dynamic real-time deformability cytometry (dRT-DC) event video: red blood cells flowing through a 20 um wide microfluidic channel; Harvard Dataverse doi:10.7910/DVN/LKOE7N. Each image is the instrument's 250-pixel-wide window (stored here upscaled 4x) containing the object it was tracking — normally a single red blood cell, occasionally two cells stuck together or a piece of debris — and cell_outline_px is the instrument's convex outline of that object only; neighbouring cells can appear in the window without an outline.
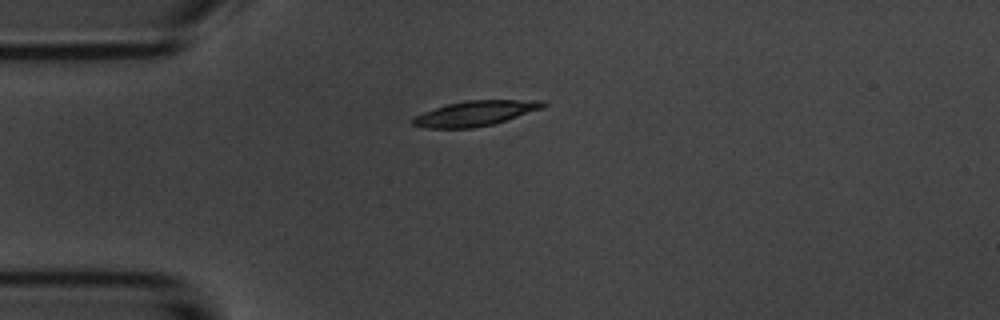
{"species": "common noctule bat (a hibernating species)", "species_latin": "Nyctalus noctula", "temperature_condition": "room temperature", "stored_images_in_passage": 42, "camera_frame_rate_fps": 3000, "um_per_image_px": 0.085, "animal": {"sex": "male", "body_mass_g": 20.1, "forearm_length_mm": 53.5}, "frame": {"image": 1, "passage_image": 1, "time_ms": 0.0, "image_size_px": [1000, 320], "cell_outline_px": [[548, 104], [540, 108], [492, 124], [472, 128], [424, 128], [412, 124], [412, 120], [416, 116], [424, 112], [448, 104], [468, 100], [548, 100]], "centroid_in_image_um": [40.39, 9.63], "position_along_channel_um": 44.6, "area_um2": 18.61}}
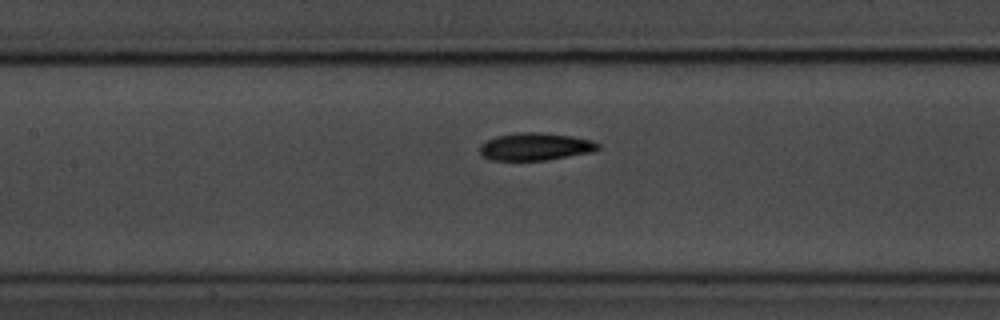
{"frame": {"image": 2, "passage_image": 12, "time_ms": 3.667, "image_size_px": [1000, 320], "cell_outline_px": [[600, 148], [592, 152], [548, 160], [492, 160], [480, 156], [480, 144], [496, 136], [516, 132], [540, 132], [572, 136], [592, 140], [600, 144]], "centroid_in_image_um": [45.5, 12.46], "position_along_channel_um": 161.9, "area_um2": 19.13}}
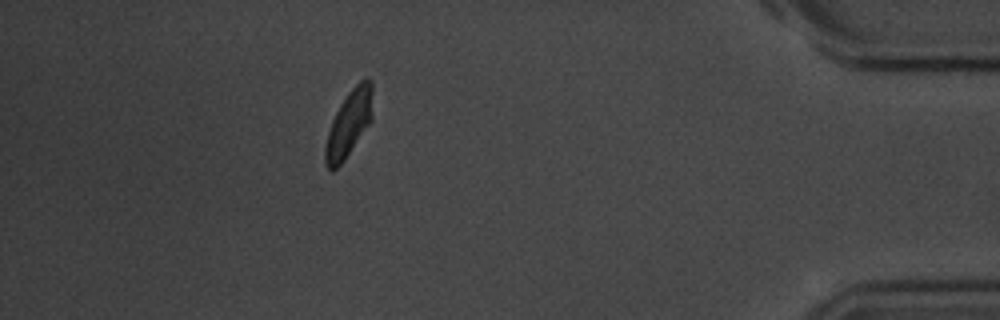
{"frame": {"image": 3, "passage_image": 36, "time_ms": 11.667, "image_size_px": [1000, 320], "cell_outline_px": [[372, 120], [344, 160], [332, 172], [328, 168], [324, 160], [324, 148], [328, 132], [332, 120], [340, 104], [348, 92], [360, 80], [368, 76], [372, 80]], "centroid_in_image_um": [29.66, 10.48], "position_along_channel_um": 405.5, "area_um2": 18.32}, "authors_computed_cell_mechanics": {"area_um2": 18.9006, "velocity_mm_per_s": 3.663, "shape_relaxation_time_tau1_ms": 2.1739, "shape_relaxation_time_tau2_ms": 2.6057, "deformation_change_tau1": 0.1213, "deformation_change_tau2": 0.0763}}